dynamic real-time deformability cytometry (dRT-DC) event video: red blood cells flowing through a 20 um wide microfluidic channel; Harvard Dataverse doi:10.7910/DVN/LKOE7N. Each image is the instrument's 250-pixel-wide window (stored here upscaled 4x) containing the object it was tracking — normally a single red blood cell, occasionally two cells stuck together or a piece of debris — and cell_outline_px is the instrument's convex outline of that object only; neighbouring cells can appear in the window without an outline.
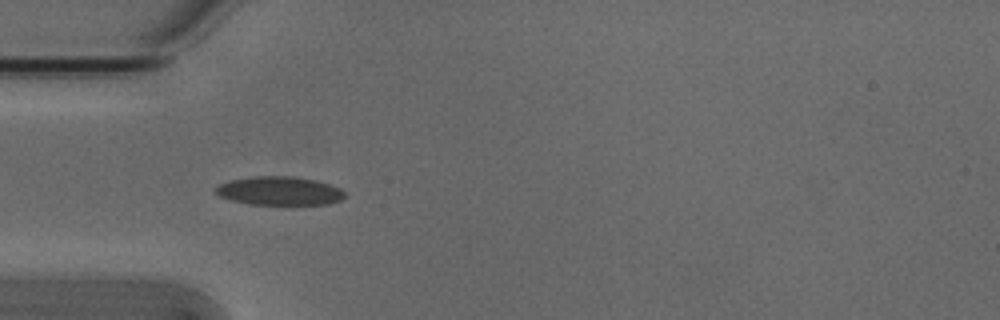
{"species": "Egyptian fruit bat (a non-hibernating species)", "species_latin": "Rousettus aegyptiacus", "temperature_condition": "cold", "stored_images_in_passage": 4, "camera_frame_rate_fps": 3000, "um_per_image_px": 0.085, "animal": {"sex": "male"}, "frame": {"image": 1, "passage_image": 4, "time_ms": 1.0, "image_size_px": [1000, 320], "cell_outline_px": [[344, 196], [340, 200], [328, 204], [292, 208], [248, 204], [232, 200], [220, 196], [216, 192], [216, 188], [220, 184], [232, 180], [256, 176], [292, 176], [316, 180], [340, 188], [344, 192]], "centroid_in_image_um": [23.81, 16.29], "position_along_channel_um": 61.2, "area_um2": 22.37}}